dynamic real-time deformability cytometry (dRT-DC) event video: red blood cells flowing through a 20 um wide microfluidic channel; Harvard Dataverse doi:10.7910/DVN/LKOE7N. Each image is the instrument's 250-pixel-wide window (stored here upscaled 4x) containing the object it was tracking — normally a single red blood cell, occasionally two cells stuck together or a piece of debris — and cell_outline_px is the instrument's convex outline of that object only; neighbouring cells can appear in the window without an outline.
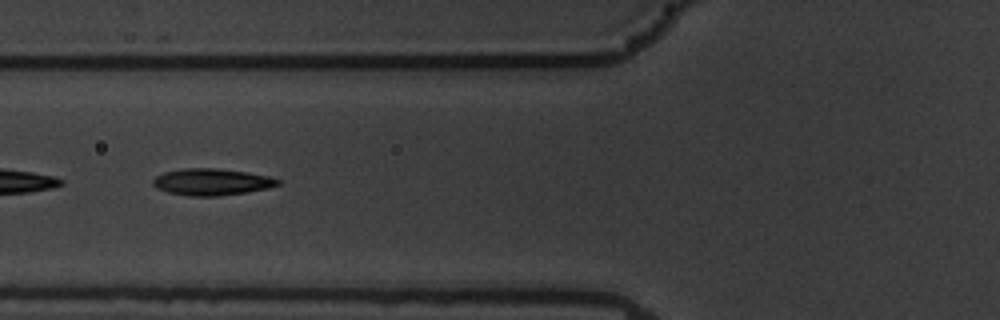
{"species": "common noctule bat (a hibernating species)", "species_latin": "Nyctalus noctula", "temperature_condition": "warm", "stored_images_in_passage": 11, "camera_frame_rate_fps": 3000, "um_per_image_px": 0.085, "animal": {"sex": "male", "body_mass_g": 19.5, "forearm_length_mm": 54.6}, "frame": {"image": 1, "passage_image": 8, "time_ms": 2.333, "image_size_px": [1000, 320], "cell_outline_px": [[280, 184], [268, 188], [248, 192], [220, 196], [192, 196], [168, 192], [156, 188], [152, 184], [152, 180], [156, 176], [164, 172], [184, 168], [216, 168], [248, 172], [268, 176], [280, 180]], "centroid_in_image_um": [17.99, 15.46], "position_along_channel_um": 107.8, "area_um2": 19.48}}